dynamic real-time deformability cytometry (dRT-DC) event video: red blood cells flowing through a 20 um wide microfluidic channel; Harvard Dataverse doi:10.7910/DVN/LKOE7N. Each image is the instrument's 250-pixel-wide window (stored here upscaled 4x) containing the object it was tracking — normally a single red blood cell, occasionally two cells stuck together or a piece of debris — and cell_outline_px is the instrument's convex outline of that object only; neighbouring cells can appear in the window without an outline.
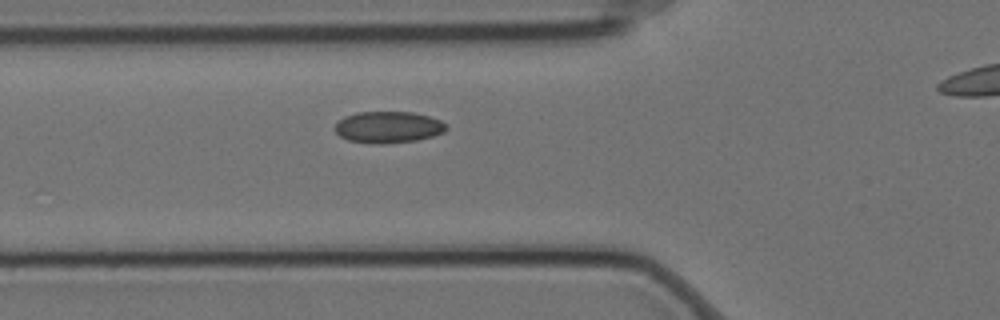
{"species": "Egyptian fruit bat (a non-hibernating species)", "species_latin": "Rousettus aegyptiacus", "temperature_condition": "cold", "stored_images_in_passage": 3, "segment_of_instrument_passage": [1, 2], "camera_frame_rate_fps": 3000, "um_per_image_px": 0.085, "animal": {"sex": "female"}, "frame": {"image": 1, "passage_image": 2, "time_ms": 0.333, "image_size_px": [1000, 320], "cell_outline_px": [[448, 128], [444, 132], [432, 136], [416, 140], [384, 144], [372, 144], [348, 140], [340, 136], [332, 128], [344, 116], [356, 112], [412, 112], [428, 116], [440, 120], [448, 124]], "centroid_in_image_um": [32.99, 10.81], "position_along_channel_um": 92.8, "area_um2": 20.63}}